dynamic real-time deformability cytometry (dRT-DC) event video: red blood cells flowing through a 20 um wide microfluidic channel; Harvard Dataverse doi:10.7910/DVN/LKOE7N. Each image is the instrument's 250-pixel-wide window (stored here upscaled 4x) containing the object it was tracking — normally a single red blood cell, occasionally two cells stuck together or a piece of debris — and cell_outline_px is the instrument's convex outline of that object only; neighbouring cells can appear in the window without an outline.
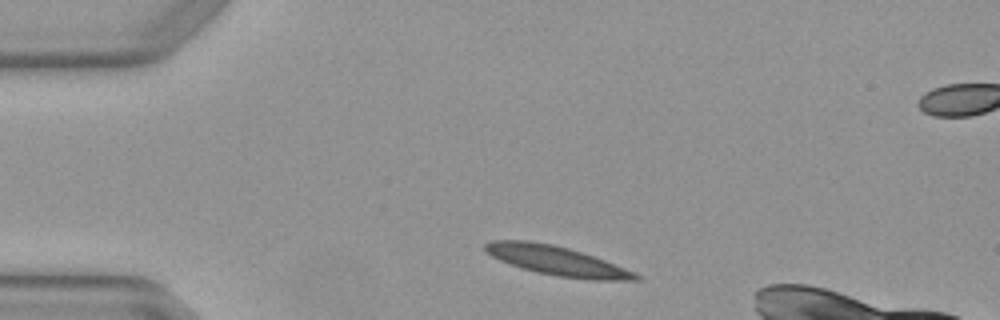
{"species": "Egyptian fruit bat (a non-hibernating species)", "species_latin": "Rousettus aegyptiacus", "temperature_condition": "warm", "stored_images_in_passage": 3, "segment_of_instrument_passage": [1, 2], "camera_frame_rate_fps": 3000, "um_per_image_px": 0.085, "animal": {"sex": "female"}, "frame": {"image": 1, "passage_image": 1, "time_ms": 0.0, "image_size_px": [1000, 320], "cell_outline_px": [[640, 280], [588, 280], [556, 276], [536, 272], [500, 260], [484, 252], [484, 244], [492, 240], [528, 240], [552, 244], [568, 248], [604, 260], [636, 272], [640, 276]], "centroid_in_image_um": [47.32, 22.16], "position_along_channel_um": 37.7, "area_um2": 25.55}}